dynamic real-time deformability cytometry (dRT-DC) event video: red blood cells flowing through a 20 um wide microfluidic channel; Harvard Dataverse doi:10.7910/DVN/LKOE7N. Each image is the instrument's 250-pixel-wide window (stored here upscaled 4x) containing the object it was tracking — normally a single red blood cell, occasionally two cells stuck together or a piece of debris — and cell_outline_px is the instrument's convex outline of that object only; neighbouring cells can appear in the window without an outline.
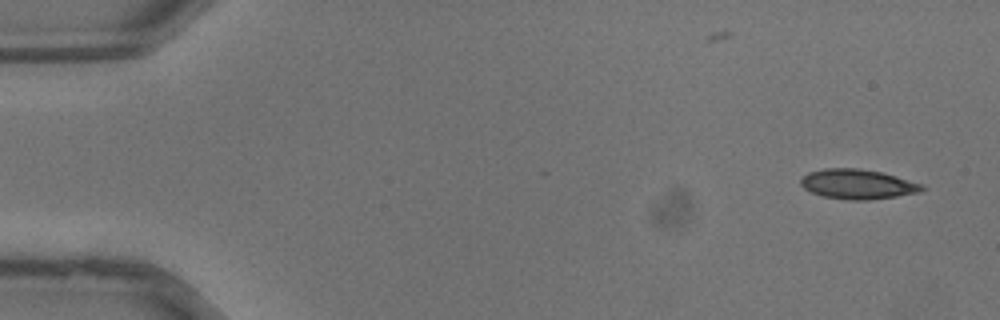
{"species": "common noctule bat (a hibernating species)", "species_latin": "Nyctalus noctula", "temperature_condition": "warm", "stored_images_in_passage": 36, "camera_frame_rate_fps": 3000, "um_per_image_px": 0.085, "animal": {"sex": "male", "body_mass_g": 13.3}, "frame": {"image": 1, "passage_image": 1, "time_ms": 0.0, "image_size_px": [1000, 320], "cell_outline_px": [[924, 188], [920, 192], [896, 196], [868, 200], [852, 200], [824, 196], [812, 192], [804, 188], [800, 184], [800, 180], [808, 172], [824, 168], [856, 168], [880, 172], [896, 176], [924, 184]], "centroid_in_image_um": [72.9, 15.65], "position_along_channel_um": 12.1, "area_um2": 20.87}}
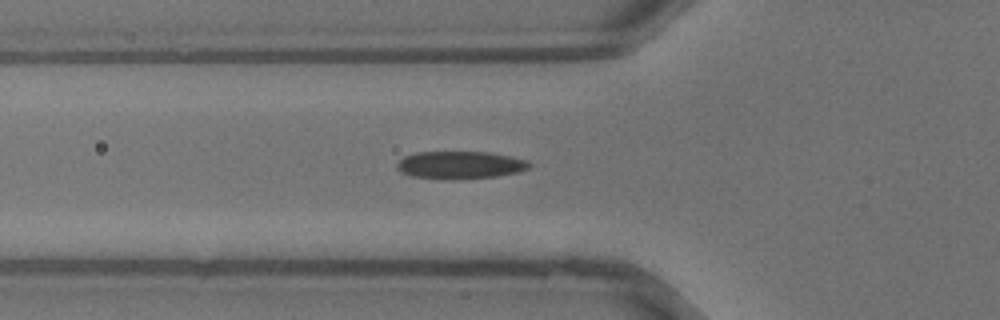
{"frame": {"image": 2, "passage_image": 12, "time_ms": 3.667, "image_size_px": [1000, 320], "cell_outline_px": [[532, 164], [528, 168], [516, 172], [496, 176], [412, 176], [396, 168], [396, 164], [404, 156], [416, 152], [492, 152], [512, 156], [528, 160]], "centroid_in_image_um": [39.17, 13.95], "position_along_channel_um": 86.6, "area_um2": 20.11}}
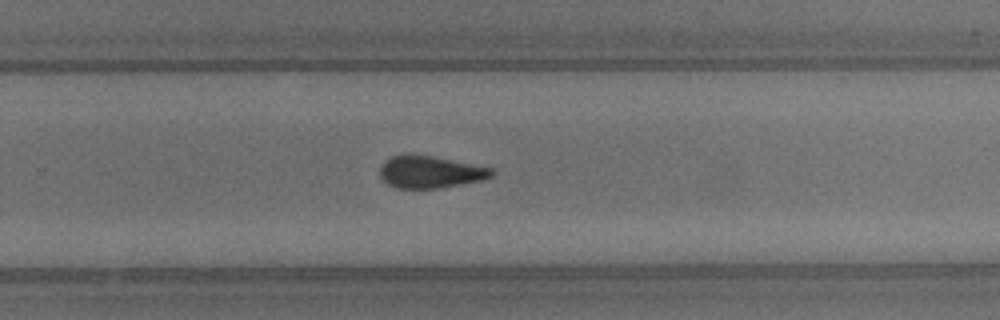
{"frame": {"image": 3, "passage_image": 23, "time_ms": 7.333, "image_size_px": [1000, 320], "cell_outline_px": [[496, 172], [492, 176], [480, 180], [436, 188], [396, 188], [388, 184], [380, 176], [380, 168], [384, 160], [392, 156], [432, 156], [492, 168]], "centroid_in_image_um": [36.56, 14.63], "position_along_channel_um": 293.2, "area_um2": 20.35}}